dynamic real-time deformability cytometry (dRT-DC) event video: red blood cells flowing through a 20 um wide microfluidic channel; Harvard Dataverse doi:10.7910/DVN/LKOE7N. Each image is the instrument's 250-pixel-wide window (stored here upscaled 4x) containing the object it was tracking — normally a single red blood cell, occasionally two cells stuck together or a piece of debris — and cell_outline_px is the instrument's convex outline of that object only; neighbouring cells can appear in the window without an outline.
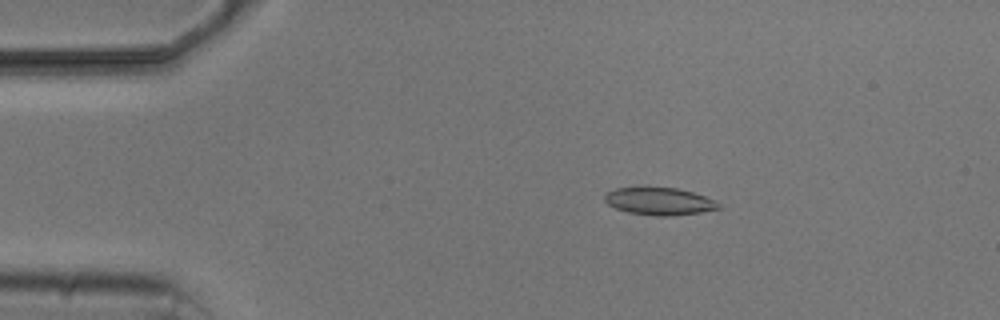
{"species": "common noctule bat (a hibernating species)", "species_latin": "Nyctalus noctula", "temperature_condition": "cold", "stored_images_in_passage": 4, "camera_frame_rate_fps": 3000, "um_per_image_px": 0.085, "animal": {"sex": "male", "body_mass_g": 20.5, "forearm_length_mm": 52.5}, "frame": {"image": 1, "passage_image": 2, "time_ms": 2.0, "image_size_px": [1000, 320], "cell_outline_px": [[724, 208], [700, 212], [672, 216], [656, 216], [628, 212], [616, 208], [608, 204], [604, 200], [604, 192], [616, 188], [676, 188], [692, 192], [716, 200]], "centroid_in_image_um": [56.06, 17.12], "position_along_channel_um": 28.9, "area_um2": 18.21}}